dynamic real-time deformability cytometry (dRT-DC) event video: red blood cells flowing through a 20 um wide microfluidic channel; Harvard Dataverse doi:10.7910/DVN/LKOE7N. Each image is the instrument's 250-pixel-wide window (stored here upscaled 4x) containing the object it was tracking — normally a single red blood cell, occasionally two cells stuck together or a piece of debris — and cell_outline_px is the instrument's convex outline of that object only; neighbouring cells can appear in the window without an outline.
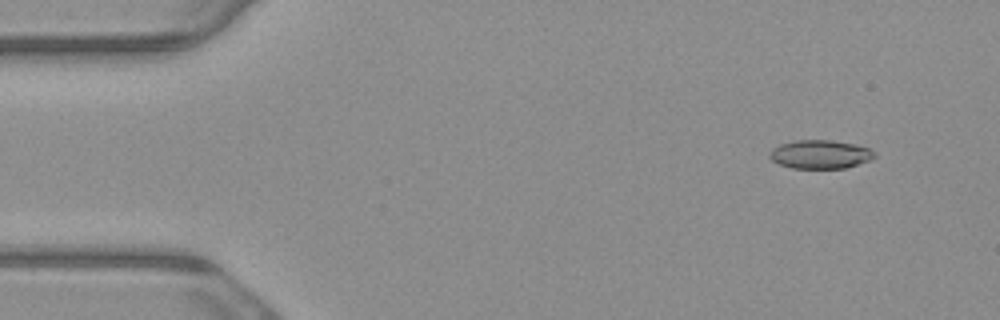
{"species": "common noctule bat (a hibernating species)", "species_latin": "Nyctalus noctula", "temperature_condition": "warm", "stored_images_in_passage": 6, "camera_frame_rate_fps": 3000, "um_per_image_px": 0.085, "animal": {"sex": "male", "body_mass_g": 23.1, "forearm_length_mm": 52.7}, "frame": {"image": 1, "passage_image": 1, "time_ms": 0.0, "image_size_px": [1000, 320], "cell_outline_px": [[876, 156], [872, 160], [844, 168], [792, 168], [780, 164], [772, 160], [768, 156], [768, 152], [772, 148], [780, 144], [792, 140], [832, 140], [852, 144], [868, 148], [876, 152]], "centroid_in_image_um": [69.7, 13.11], "position_along_channel_um": 15.3, "area_um2": 17.57}}
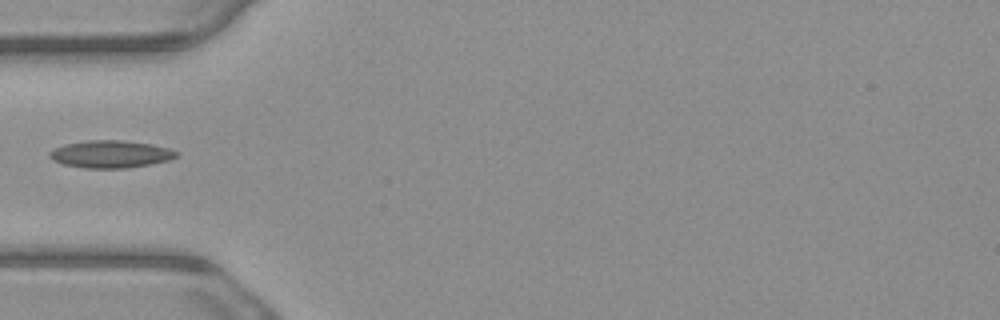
{"frame": {"image": 2, "passage_image": 6, "time_ms": 1.667, "image_size_px": [1000, 320], "cell_outline_px": [[180, 152], [176, 156], [168, 160], [128, 168], [84, 168], [64, 164], [52, 160], [48, 156], [48, 152], [52, 148], [64, 144], [88, 140], [124, 140], [152, 144], [168, 148]], "centroid_in_image_um": [9.36, 13.09], "position_along_channel_um": 75.6, "area_um2": 20.35}}